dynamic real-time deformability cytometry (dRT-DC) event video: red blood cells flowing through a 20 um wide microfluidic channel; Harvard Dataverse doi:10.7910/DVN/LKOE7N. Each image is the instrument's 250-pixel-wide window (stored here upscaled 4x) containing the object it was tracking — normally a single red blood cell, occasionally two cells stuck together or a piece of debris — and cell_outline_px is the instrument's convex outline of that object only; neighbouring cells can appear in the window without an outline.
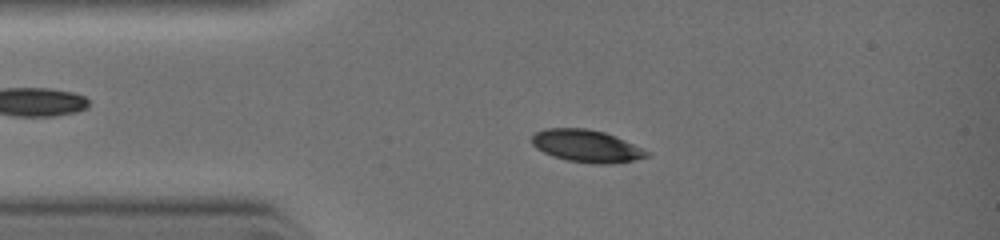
{"species": "common noctule bat (a hibernating species)", "species_latin": "Nyctalus noctula", "temperature_condition": "warm", "stored_images_in_passage": 11, "camera_frame_rate_fps": 3000, "um_per_image_px": 0.085, "animal": {"sex": "female", "body_mass_g": 19.0, "forearm_length_mm": 51.5}, "frame": {"image": 1, "passage_image": 4, "time_ms": 1.333, "image_size_px": [1000, 240], "cell_outline_px": [[648, 156], [632, 160], [608, 164], [592, 164], [568, 160], [552, 156], [536, 148], [532, 144], [532, 136], [536, 132], [548, 128], [584, 128], [604, 132], [632, 144], [648, 152]], "centroid_in_image_um": [49.79, 12.41], "position_along_channel_um": 35.2, "area_um2": 21.21}}
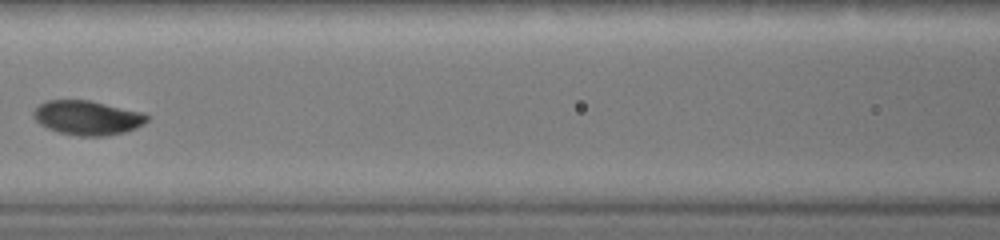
{"frame": {"image": 2, "passage_image": 10, "time_ms": 4.0, "image_size_px": [1000, 240], "cell_outline_px": [[148, 120], [144, 124], [136, 128], [124, 132], [104, 136], [80, 136], [60, 132], [48, 128], [40, 124], [36, 120], [32, 112], [40, 104], [48, 100], [88, 100], [140, 112], [148, 116]], "centroid_in_image_um": [7.42, 10.01], "position_along_channel_um": 159.2, "area_um2": 22.37}}